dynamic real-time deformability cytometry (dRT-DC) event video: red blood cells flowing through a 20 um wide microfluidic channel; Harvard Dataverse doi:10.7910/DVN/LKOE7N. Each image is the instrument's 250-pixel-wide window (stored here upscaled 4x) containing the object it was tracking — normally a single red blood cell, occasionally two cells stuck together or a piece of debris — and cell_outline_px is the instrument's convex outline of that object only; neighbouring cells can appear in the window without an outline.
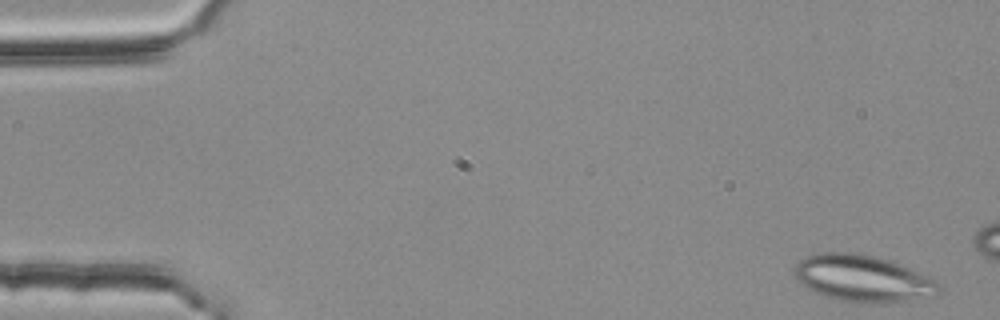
{"species": "common noctule bat (a hibernating species)", "species_latin": "Nyctalus noctula", "temperature_condition": "room temperature", "stored_images_in_passage": 12, "camera_frame_rate_fps": 3000, "um_per_image_px": 0.085, "animal": {"sex": "female", "body_mass_g": 25.1}, "frame": {"image": 1, "passage_image": 1, "time_ms": 0.0, "image_size_px": [1000, 320], "cell_outline_px": [[944, 288], [936, 296], [880, 304], [860, 304], [836, 300], [812, 292], [804, 288], [796, 276], [796, 264], [800, 260], [808, 256], [820, 252], [856, 252], [876, 256], [892, 260], [940, 284]], "centroid_in_image_um": [73.33, 23.69], "position_along_channel_um": 11.7, "area_um2": 39.77}}